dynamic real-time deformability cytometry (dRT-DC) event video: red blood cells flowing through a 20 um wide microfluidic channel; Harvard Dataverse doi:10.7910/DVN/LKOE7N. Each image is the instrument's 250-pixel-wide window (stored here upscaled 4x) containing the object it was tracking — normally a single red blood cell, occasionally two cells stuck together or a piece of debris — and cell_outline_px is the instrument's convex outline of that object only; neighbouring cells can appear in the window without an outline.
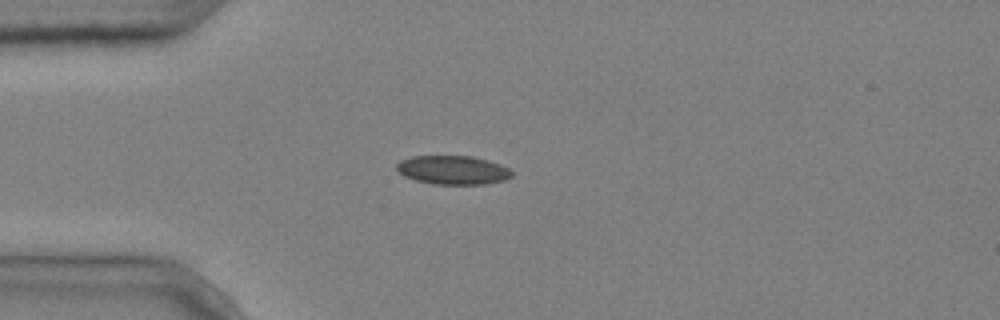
{"species": "common noctule bat (a hibernating species)", "species_latin": "Nyctalus noctula", "temperature_condition": "cold", "stored_images_in_passage": 4, "camera_frame_rate_fps": 3000, "um_per_image_px": 0.085, "animal": {"sex": "male", "body_mass_g": 20.4}, "frame": {"image": 1, "passage_image": 3, "time_ms": 0.667, "image_size_px": [1000, 320], "cell_outline_px": [[512, 176], [504, 180], [484, 184], [432, 184], [416, 180], [404, 176], [396, 168], [396, 164], [400, 160], [412, 156], [472, 156], [488, 160], [500, 164], [508, 168], [512, 172]], "centroid_in_image_um": [38.48, 14.45], "position_along_channel_um": 46.5, "area_um2": 19.31}}